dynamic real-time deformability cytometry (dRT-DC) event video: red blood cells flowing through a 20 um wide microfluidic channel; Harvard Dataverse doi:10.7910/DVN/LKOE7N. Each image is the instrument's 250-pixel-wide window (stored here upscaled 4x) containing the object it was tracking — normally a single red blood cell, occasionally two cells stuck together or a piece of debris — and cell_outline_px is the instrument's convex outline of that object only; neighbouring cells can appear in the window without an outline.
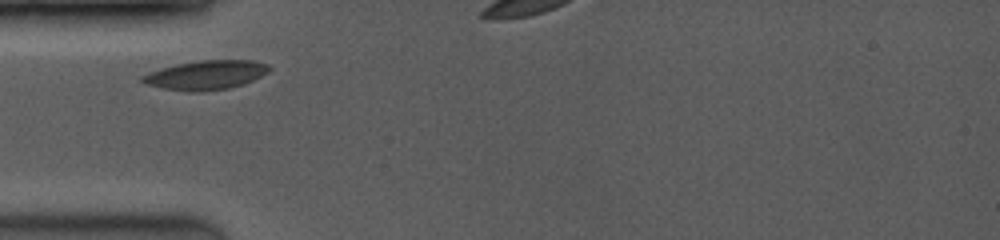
{"species": "common noctule bat (a hibernating species)", "species_latin": "Nyctalus noctula", "temperature_condition": "room temperature", "stored_images_in_passage": 8, "camera_frame_rate_fps": 3500, "um_per_image_px": 0.085, "animal": {"sex": "female", "body_mass_g": 19.0, "forearm_length_mm": 53.3}, "frame": {"image": 1, "passage_image": 2, "time_ms": 0.571, "image_size_px": [1000, 240], "cell_outline_px": [[272, 68], [268, 72], [244, 84], [228, 88], [200, 92], [188, 92], [164, 88], [148, 84], [140, 80], [140, 76], [148, 72], [160, 68], [176, 64], [200, 60], [252, 60], [268, 64]], "centroid_in_image_um": [17.5, 6.37], "position_along_channel_um": 67.5, "area_um2": 21.62}}